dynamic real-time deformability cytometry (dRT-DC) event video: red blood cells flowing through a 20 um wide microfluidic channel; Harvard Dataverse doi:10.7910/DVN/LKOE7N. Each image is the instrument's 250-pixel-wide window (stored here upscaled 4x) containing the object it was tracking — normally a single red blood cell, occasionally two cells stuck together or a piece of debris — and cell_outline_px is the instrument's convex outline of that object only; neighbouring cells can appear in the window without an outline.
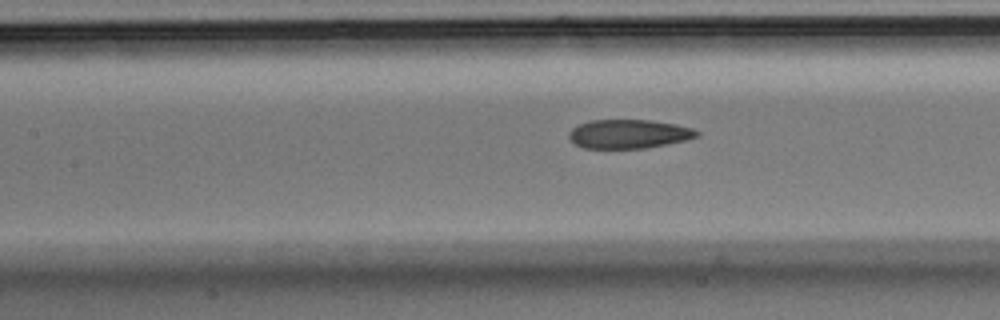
{"species": "Egyptian fruit bat (a non-hibernating species)", "species_latin": "Rousettus aegyptiacus", "temperature_condition": "room temperature", "stored_images_in_passage": 13, "camera_frame_rate_fps": 3000, "um_per_image_px": 0.085, "animal": {"sex": "male"}, "frame": {"image": 1, "passage_image": 11, "time_ms": 3.333, "image_size_px": [1000, 320], "cell_outline_px": [[700, 136], [684, 140], [644, 148], [584, 148], [576, 144], [568, 136], [568, 132], [572, 128], [580, 124], [592, 120], [648, 120], [676, 124], [692, 128], [700, 132]], "centroid_in_image_um": [53.44, 11.38], "position_along_channel_um": 154.0, "area_um2": 21.33}}